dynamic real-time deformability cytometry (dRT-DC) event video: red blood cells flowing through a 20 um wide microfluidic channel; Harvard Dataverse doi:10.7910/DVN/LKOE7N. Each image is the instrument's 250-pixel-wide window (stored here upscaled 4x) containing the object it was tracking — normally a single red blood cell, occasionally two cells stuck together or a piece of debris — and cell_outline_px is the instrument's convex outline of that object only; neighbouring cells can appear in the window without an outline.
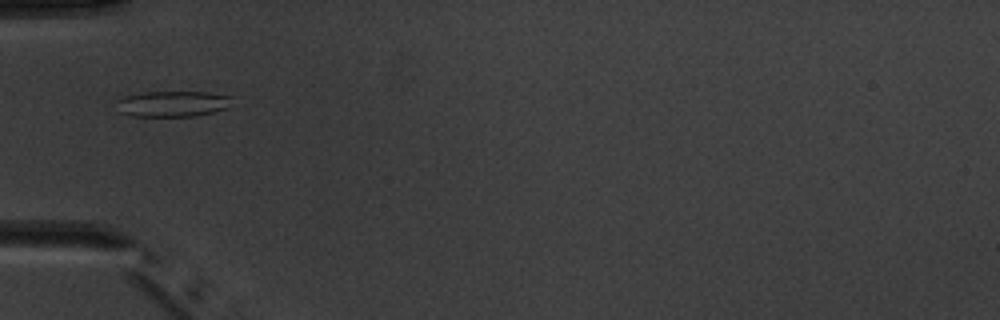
{"species": "common noctule bat (a hibernating species)", "species_latin": "Nyctalus noctula", "temperature_condition": "warm", "stored_images_in_passage": 6, "camera_frame_rate_fps": 3000, "um_per_image_px": 0.085, "animal": {"sex": "male", "body_mass_g": 20.1, "forearm_length_mm": 53.5}, "frame": {"image": 1, "passage_image": 6, "time_ms": 5.667, "image_size_px": [1000, 320], "cell_outline_px": [[236, 96], [228, 108], [216, 112], [196, 116], [132, 116], [120, 112], [116, 100], [124, 96], [144, 92], [208, 92]], "centroid_in_image_um": [14.76, 8.82], "position_along_channel_um": 70.2, "area_um2": 17.69}}